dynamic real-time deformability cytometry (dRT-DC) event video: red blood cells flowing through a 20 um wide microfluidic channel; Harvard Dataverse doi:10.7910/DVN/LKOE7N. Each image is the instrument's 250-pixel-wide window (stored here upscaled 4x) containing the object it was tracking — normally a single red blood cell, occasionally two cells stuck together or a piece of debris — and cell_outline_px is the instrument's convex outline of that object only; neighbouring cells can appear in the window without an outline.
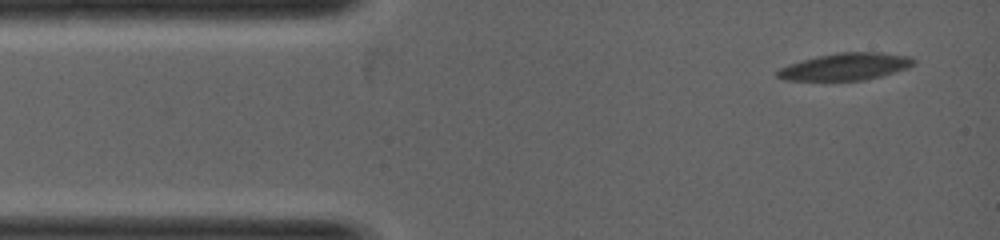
{"species": "common noctule bat (a hibernating species)", "species_latin": "Nyctalus noctula", "temperature_condition": "warm", "stored_images_in_passage": 4, "camera_frame_rate_fps": 5000, "um_per_image_px": 0.085, "animal": {"sex": "female", "body_mass_g": 19.0, "forearm_length_mm": 53.3}, "frame": {"image": 1, "passage_image": 1, "time_ms": 0.0, "image_size_px": [1000, 240], "cell_outline_px": [[916, 64], [908, 68], [880, 76], [864, 80], [784, 80], [776, 76], [776, 72], [780, 68], [788, 64], [816, 56], [836, 52], [880, 52], [912, 56], [916, 60]], "centroid_in_image_um": [71.9, 5.65], "position_along_channel_um": 13.1, "area_um2": 21.68}}
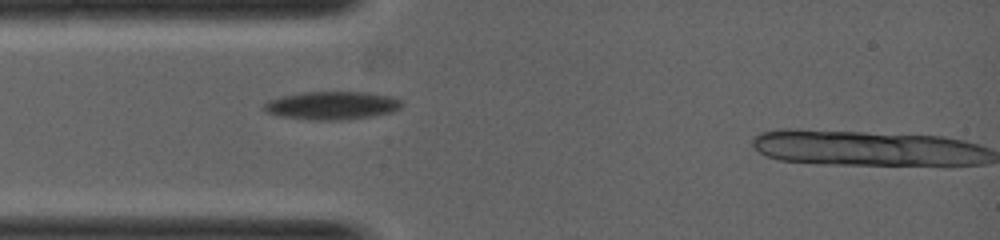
{"frame": {"image": 2, "passage_image": 4, "time_ms": 1.4, "image_size_px": [1000, 240], "cell_outline_px": [[400, 108], [392, 112], [372, 116], [340, 120], [312, 120], [280, 116], [268, 112], [264, 108], [264, 104], [268, 100], [280, 96], [300, 92], [368, 92], [392, 96], [400, 100]], "centroid_in_image_um": [28.21, 8.96], "position_along_channel_um": 56.8, "area_um2": 22.54}}